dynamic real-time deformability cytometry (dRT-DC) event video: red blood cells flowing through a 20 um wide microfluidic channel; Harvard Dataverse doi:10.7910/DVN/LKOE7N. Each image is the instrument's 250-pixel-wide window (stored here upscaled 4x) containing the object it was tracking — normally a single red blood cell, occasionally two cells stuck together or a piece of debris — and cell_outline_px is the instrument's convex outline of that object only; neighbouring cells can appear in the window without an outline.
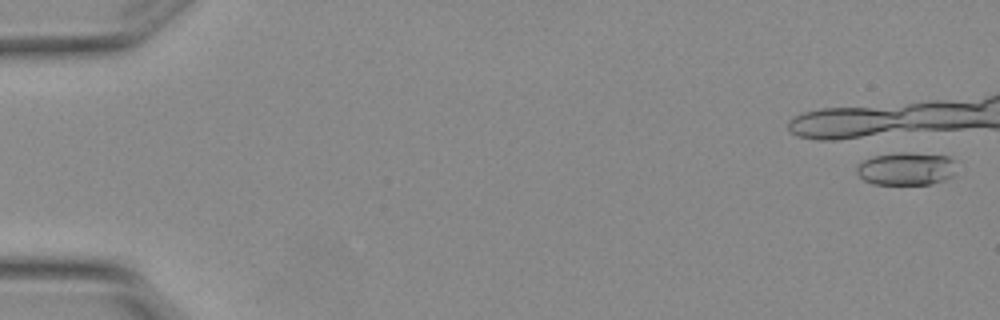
{"species": "Egyptian fruit bat (a non-hibernating species)", "species_latin": "Rousettus aegyptiacus", "temperature_condition": "warm", "stored_images_in_passage": 2, "camera_frame_rate_fps": 3000, "um_per_image_px": 0.085, "animal": {"sex": "female"}, "frame": {"image": 1, "passage_image": 1, "time_ms": 0.0, "image_size_px": [1000, 320], "cell_outline_px": [[952, 176], [944, 180], [932, 184], [872, 184], [864, 180], [856, 172], [856, 168], [864, 160], [876, 156], [896, 152], [908, 152], [948, 156], [952, 160]], "centroid_in_image_um": [76.99, 14.34], "position_along_channel_um": 8.0, "area_um2": 18.84}}